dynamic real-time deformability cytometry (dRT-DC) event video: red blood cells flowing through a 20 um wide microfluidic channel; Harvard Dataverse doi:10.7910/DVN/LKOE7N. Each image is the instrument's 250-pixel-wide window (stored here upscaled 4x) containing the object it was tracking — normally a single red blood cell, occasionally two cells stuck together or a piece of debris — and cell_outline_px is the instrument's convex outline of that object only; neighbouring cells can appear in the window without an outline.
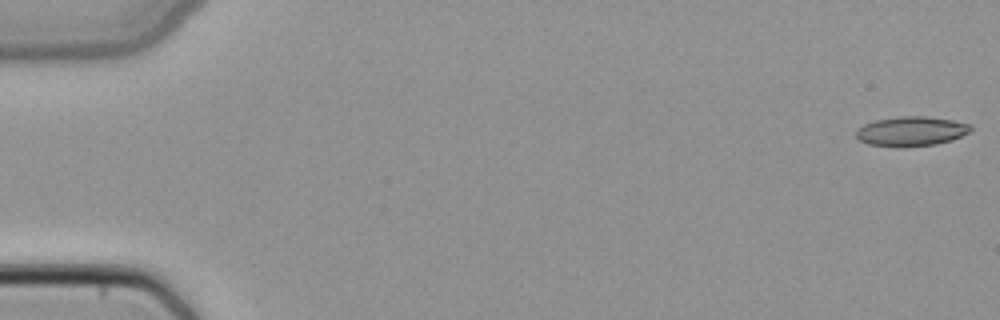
{"species": "common noctule bat (a hibernating species)", "species_latin": "Nyctalus noctula", "temperature_condition": "cold", "stored_images_in_passage": 4, "camera_frame_rate_fps": 3000, "um_per_image_px": 0.085, "animal": {"sex": "female", "body_mass_g": 22.7, "forearm_length_mm": 54.2}, "frame": {"image": 1, "passage_image": 1, "time_ms": 0.0, "image_size_px": [1000, 320], "cell_outline_px": [[972, 128], [968, 132], [952, 140], [936, 144], [896, 148], [868, 144], [860, 140], [856, 136], [856, 128], [864, 124], [876, 120], [896, 116], [924, 116], [952, 120], [972, 124]], "centroid_in_image_um": [77.42, 11.16], "position_along_channel_um": 7.6, "area_um2": 19.94}}
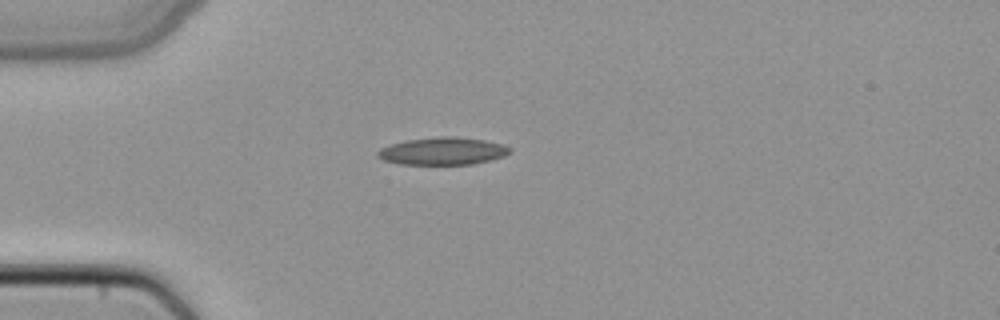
{"frame": {"image": 2, "passage_image": 4, "time_ms": 1.0, "image_size_px": [1000, 320], "cell_outline_px": [[512, 152], [504, 156], [472, 164], [400, 164], [384, 160], [376, 156], [376, 152], [380, 148], [404, 140], [440, 136], [456, 136], [484, 140], [504, 144], [512, 148]], "centroid_in_image_um": [37.64, 12.83], "position_along_channel_um": 47.4, "area_um2": 21.27}}